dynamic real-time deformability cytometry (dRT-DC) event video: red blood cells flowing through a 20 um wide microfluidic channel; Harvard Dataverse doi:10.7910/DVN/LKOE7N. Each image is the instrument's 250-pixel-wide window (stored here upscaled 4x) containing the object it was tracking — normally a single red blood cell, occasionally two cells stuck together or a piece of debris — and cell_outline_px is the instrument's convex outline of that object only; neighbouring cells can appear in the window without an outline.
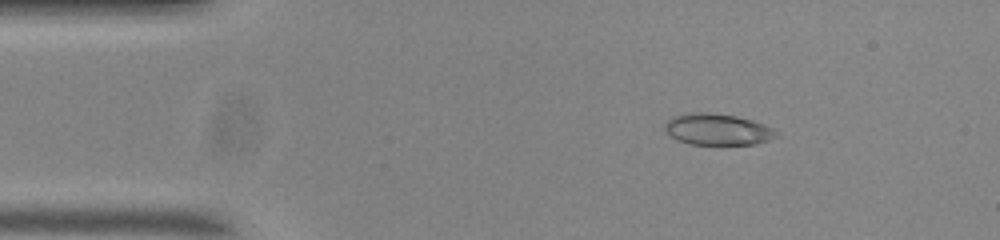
{"species": "common noctule bat (a hibernating species)", "species_latin": "Nyctalus noctula", "temperature_condition": "room temperature", "stored_images_in_passage": 54, "camera_frame_rate_fps": 3000, "um_per_image_px": 0.085, "animal": {"sex": "male", "body_mass_g": 20.0, "forearm_length_mm": 53.3}, "frame": {"image": 1, "passage_image": 8, "time_ms": 2.333, "image_size_px": [1000, 240], "cell_outline_px": [[776, 136], [768, 140], [756, 144], [688, 144], [676, 140], [664, 128], [664, 124], [672, 116], [688, 112], [704, 112], [736, 116], [752, 120], [764, 124], [772, 128], [776, 132]], "centroid_in_image_um": [60.95, 10.99], "position_along_channel_um": 24.1, "area_um2": 20.29}}
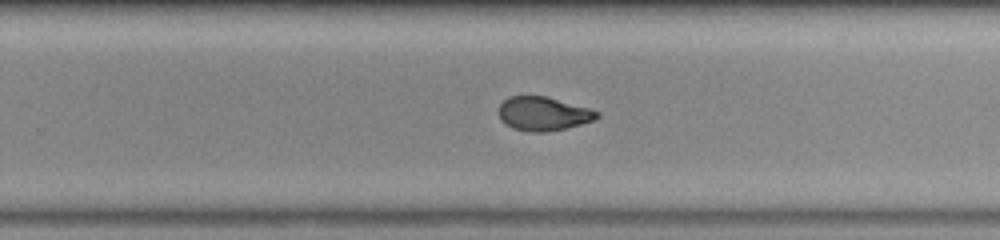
{"frame": {"image": 2, "passage_image": 34, "time_ms": 11.0, "image_size_px": [1000, 240], "cell_outline_px": [[600, 116], [592, 120], [580, 124], [564, 128], [544, 132], [532, 132], [512, 128], [504, 124], [500, 120], [500, 104], [508, 96], [548, 96], [588, 108], [600, 112]], "centroid_in_image_um": [46.15, 9.66], "position_along_channel_um": 283.6, "area_um2": 19.25}}
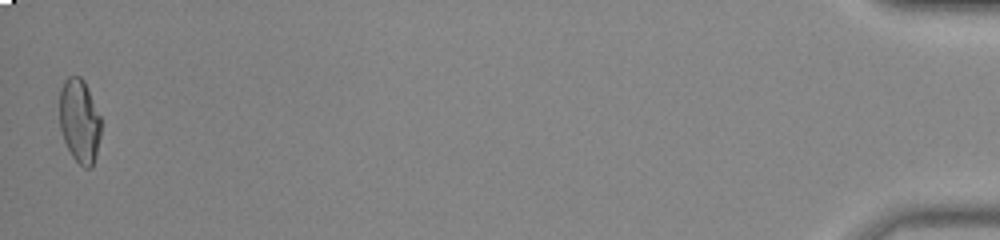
{"frame": {"image": 3, "passage_image": 54, "time_ms": 17.667, "image_size_px": [1000, 240], "cell_outline_px": [[100, 136], [96, 156], [92, 168], [84, 168], [72, 156], [64, 140], [60, 128], [60, 88], [64, 80], [68, 76], [80, 76], [84, 80], [100, 116]], "centroid_in_image_um": [6.75, 10.27], "position_along_channel_um": 428.4, "area_um2": 20.23}, "authors_computed_cell_mechanics": {"area_um2": 20.2878, "velocity_mm_per_s": 3.7079, "shape_relaxation_time_tau1_ms": null, "shape_relaxation_time_tau2_ms": 1.5433, "deformation_change_tau1": null, "deformation_change_tau2": 0.0721}}